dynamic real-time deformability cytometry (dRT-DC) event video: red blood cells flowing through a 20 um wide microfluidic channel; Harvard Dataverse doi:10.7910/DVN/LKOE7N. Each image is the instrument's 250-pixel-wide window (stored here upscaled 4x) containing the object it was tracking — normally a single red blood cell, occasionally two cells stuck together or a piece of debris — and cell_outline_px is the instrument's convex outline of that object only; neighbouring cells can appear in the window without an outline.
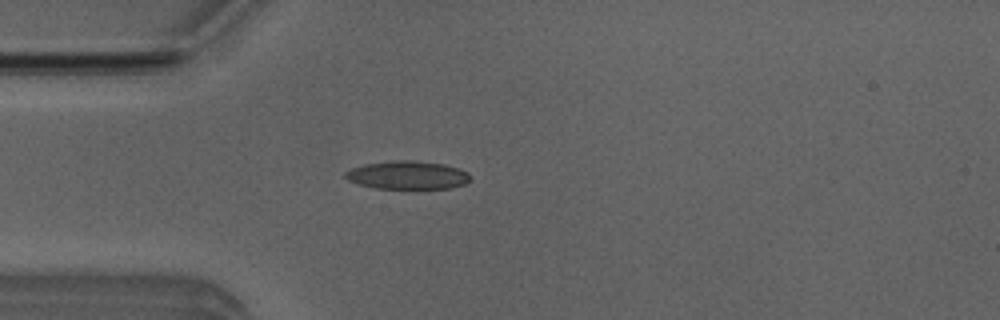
{"species": "Egyptian fruit bat (a non-hibernating species)", "species_latin": "Rousettus aegyptiacus", "temperature_condition": "room temperature", "stored_images_in_passage": 34, "camera_frame_rate_fps": 3000, "um_per_image_px": 0.085, "animal": {"sex": "male"}, "frame": {"image": 1, "passage_image": 11, "time_ms": 3.333, "image_size_px": [1000, 320], "cell_outline_px": [[472, 176], [464, 184], [452, 188], [376, 188], [360, 184], [348, 180], [344, 176], [344, 172], [352, 168], [364, 164], [392, 160], [416, 160], [444, 164], [468, 172]], "centroid_in_image_um": [34.63, 14.87], "position_along_channel_um": 50.4, "area_um2": 20.52}}
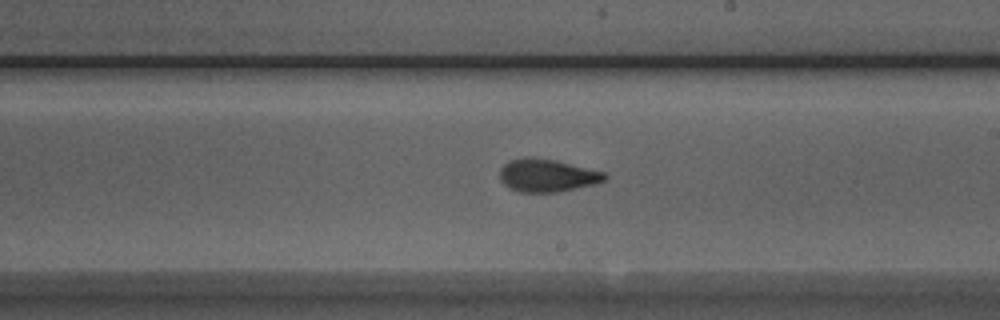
{"frame": {"image": 2, "passage_image": 26, "time_ms": 8.333, "image_size_px": [1000, 320], "cell_outline_px": [[608, 180], [596, 184], [556, 192], [520, 192], [508, 188], [500, 180], [500, 168], [504, 164], [512, 160], [532, 156], [556, 160], [604, 172], [608, 176]], "centroid_in_image_um": [46.52, 14.91], "position_along_channel_um": 242.5, "area_um2": 20.17}}
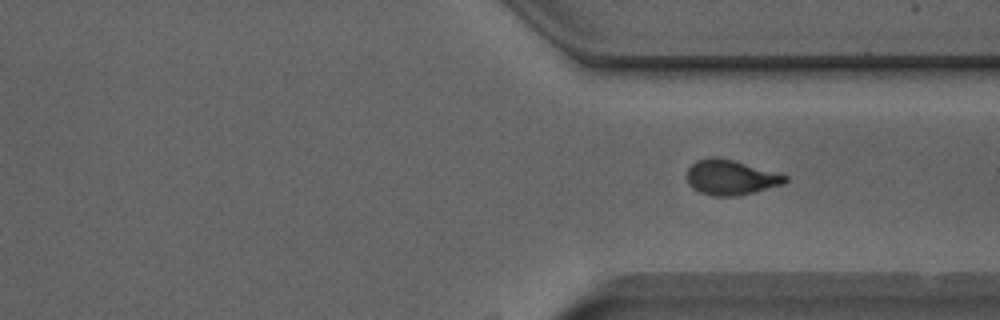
{"frame": {"image": 3, "passage_image": 34, "time_ms": 11.0, "image_size_px": [1000, 320], "cell_outline_px": [[788, 180], [784, 184], [736, 196], [712, 196], [700, 192], [692, 188], [688, 184], [688, 168], [696, 160], [712, 156], [716, 156], [732, 160], [788, 176]], "centroid_in_image_um": [62.08, 15.08], "position_along_channel_um": 349.3, "area_um2": 19.83}}